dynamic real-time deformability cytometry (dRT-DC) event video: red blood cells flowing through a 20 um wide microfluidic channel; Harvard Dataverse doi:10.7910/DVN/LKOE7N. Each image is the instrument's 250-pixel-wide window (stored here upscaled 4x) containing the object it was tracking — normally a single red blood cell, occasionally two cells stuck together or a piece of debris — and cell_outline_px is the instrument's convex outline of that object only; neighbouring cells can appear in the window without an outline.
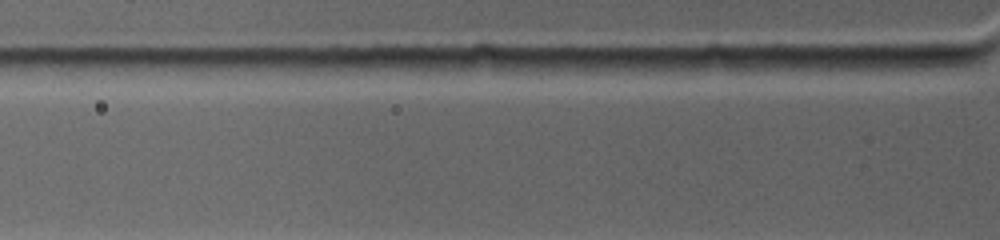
{"species": "common noctule bat (a hibernating species)", "species_latin": "Nyctalus noctula", "temperature_condition": "warm", "stored_images_in_passage": 3, "camera_frame_rate_fps": 4500, "um_per_image_px": 0.085, "animal": {"sex": "female", "body_mass_g": 19.0, "forearm_length_mm": 53.3}, "frame": {"image": 1, "passage_image": 3, "time_ms": 0.444, "image_size_px": [1000, 240], "cell_outline_px": [[740, 68], [692, 76], [648, 76], [632, 68], [640, 60], [712, 56], [728, 56]], "centroid_in_image_um": [58.24, 5.62], "position_along_channel_um": 67.6, "area_um2": 11.73}}